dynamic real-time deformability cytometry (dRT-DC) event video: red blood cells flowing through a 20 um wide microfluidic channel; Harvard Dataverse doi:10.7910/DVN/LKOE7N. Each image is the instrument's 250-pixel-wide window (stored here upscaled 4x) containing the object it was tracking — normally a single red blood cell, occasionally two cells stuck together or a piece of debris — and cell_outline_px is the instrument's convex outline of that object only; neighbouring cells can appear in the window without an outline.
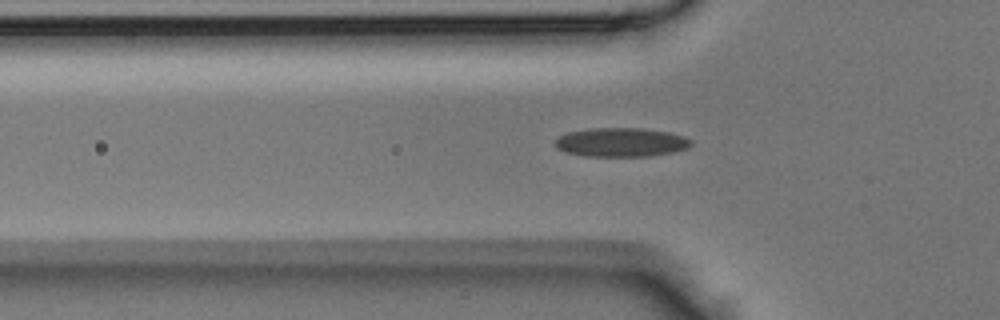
{"species": "Egyptian fruit bat (a non-hibernating species)", "species_latin": "Rousettus aegyptiacus", "temperature_condition": "room temperature", "stored_images_in_passage": 29, "camera_frame_rate_fps": 3000, "um_per_image_px": 0.085, "animal": {"sex": "male"}, "frame": {"image": 1, "passage_image": 3, "time_ms": 0.667, "image_size_px": [1000, 320], "cell_outline_px": [[692, 144], [688, 148], [672, 152], [648, 156], [584, 156], [564, 152], [556, 148], [556, 140], [560, 136], [568, 132], [592, 128], [644, 128], [668, 132], [684, 136], [692, 140]], "centroid_in_image_um": [52.8, 12.09], "position_along_channel_um": 73.0, "area_um2": 22.95}}
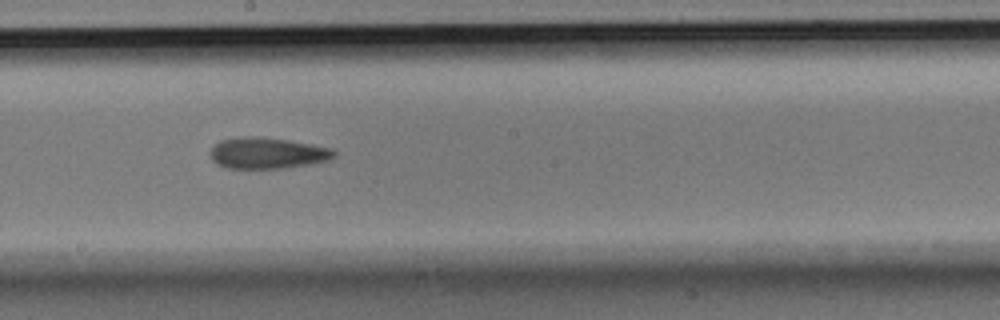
{"frame": {"image": 2, "passage_image": 13, "time_ms": 4.0, "image_size_px": [1000, 320], "cell_outline_px": [[336, 156], [328, 160], [308, 164], [284, 168], [224, 168], [216, 164], [212, 160], [212, 148], [220, 140], [244, 136], [256, 136], [288, 140], [312, 144], [332, 148], [336, 152]], "centroid_in_image_um": [22.73, 13.01], "position_along_channel_um": 225.5, "area_um2": 22.43}}
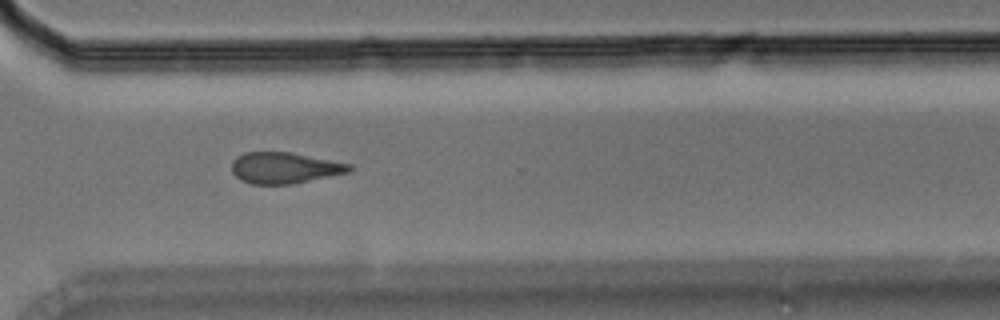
{"frame": {"image": 3, "passage_image": 21, "time_ms": 6.667, "image_size_px": [1000, 320], "cell_outline_px": [[352, 172], [292, 184], [252, 184], [240, 180], [232, 172], [232, 160], [236, 156], [244, 152], [292, 152], [352, 164]], "centroid_in_image_um": [24.2, 14.26], "position_along_channel_um": 346.4, "area_um2": 21.62}}